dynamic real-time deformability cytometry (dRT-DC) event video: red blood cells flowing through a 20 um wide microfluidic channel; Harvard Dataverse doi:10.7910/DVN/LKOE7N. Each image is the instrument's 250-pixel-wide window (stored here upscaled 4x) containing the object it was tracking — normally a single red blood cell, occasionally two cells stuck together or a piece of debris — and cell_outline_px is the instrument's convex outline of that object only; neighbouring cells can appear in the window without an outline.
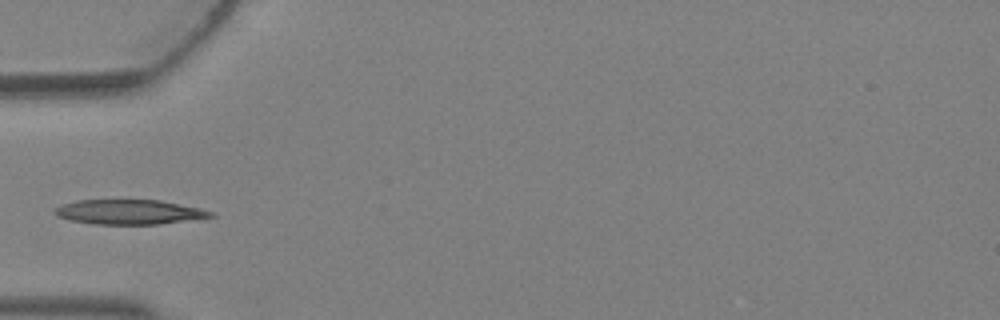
{"species": "Egyptian fruit bat (a non-hibernating species)", "species_latin": "Rousettus aegyptiacus", "temperature_condition": "warm", "stored_images_in_passage": 4, "camera_frame_rate_fps": 3000, "um_per_image_px": 0.085, "animal": {"sex": "female"}, "frame": {"image": 1, "passage_image": 4, "time_ms": 1.0, "image_size_px": [1000, 320], "cell_outline_px": [[216, 216], [160, 224], [96, 224], [68, 220], [56, 216], [52, 212], [60, 204], [76, 200], [160, 200], [200, 208], [216, 212]], "centroid_in_image_um": [10.96, 18.02], "position_along_channel_um": 74.0, "area_um2": 22.6}}